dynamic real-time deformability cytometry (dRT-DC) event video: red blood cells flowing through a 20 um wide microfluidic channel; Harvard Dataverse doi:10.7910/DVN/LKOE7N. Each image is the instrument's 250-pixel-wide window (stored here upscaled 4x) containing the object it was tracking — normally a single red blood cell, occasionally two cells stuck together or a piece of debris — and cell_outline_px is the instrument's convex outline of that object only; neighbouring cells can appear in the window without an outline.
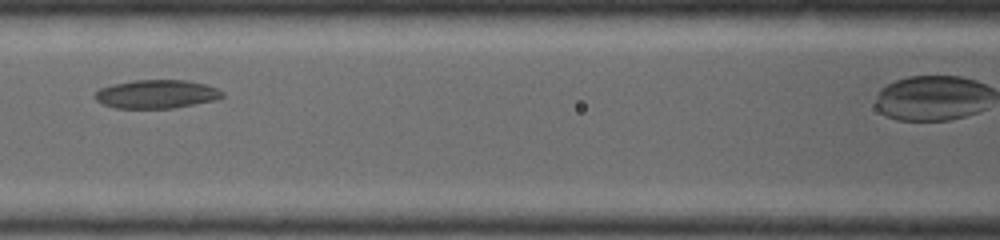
{"species": "common noctule bat (a hibernating species)", "species_latin": "Nyctalus noctula", "temperature_condition": "warm", "stored_images_in_passage": 6, "camera_frame_rate_fps": 5000, "um_per_image_px": 0.085, "animal": {"sex": "female", "body_mass_g": 19.0, "forearm_length_mm": 53.3}, "frame": {"image": 1, "passage_image": 3, "time_ms": 1.0, "image_size_px": [1000, 240], "cell_outline_px": [[224, 96], [216, 100], [172, 108], [116, 108], [104, 104], [96, 100], [92, 96], [100, 88], [112, 84], [132, 80], [188, 80], [204, 84], [216, 88], [224, 92]], "centroid_in_image_um": [13.29, 7.99], "position_along_channel_um": 153.3, "area_um2": 21.21}}
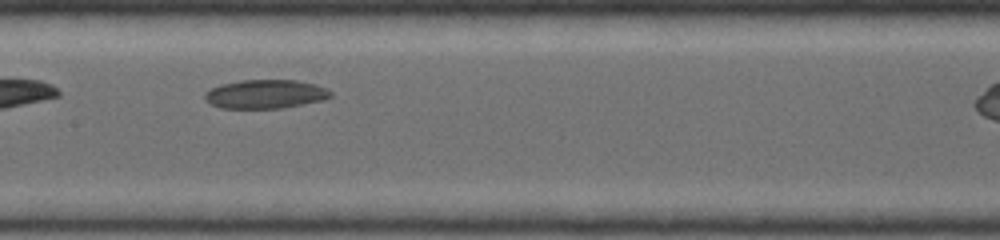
{"frame": {"image": 2, "passage_image": 4, "time_ms": 1.4, "image_size_px": [1000, 240], "cell_outline_px": [[332, 96], [324, 100], [284, 108], [220, 108], [212, 104], [204, 96], [204, 92], [212, 88], [224, 84], [240, 80], [296, 80], [316, 84], [328, 88], [332, 92]], "centroid_in_image_um": [22.63, 8.0], "position_along_channel_um": 184.8, "area_um2": 21.15}}